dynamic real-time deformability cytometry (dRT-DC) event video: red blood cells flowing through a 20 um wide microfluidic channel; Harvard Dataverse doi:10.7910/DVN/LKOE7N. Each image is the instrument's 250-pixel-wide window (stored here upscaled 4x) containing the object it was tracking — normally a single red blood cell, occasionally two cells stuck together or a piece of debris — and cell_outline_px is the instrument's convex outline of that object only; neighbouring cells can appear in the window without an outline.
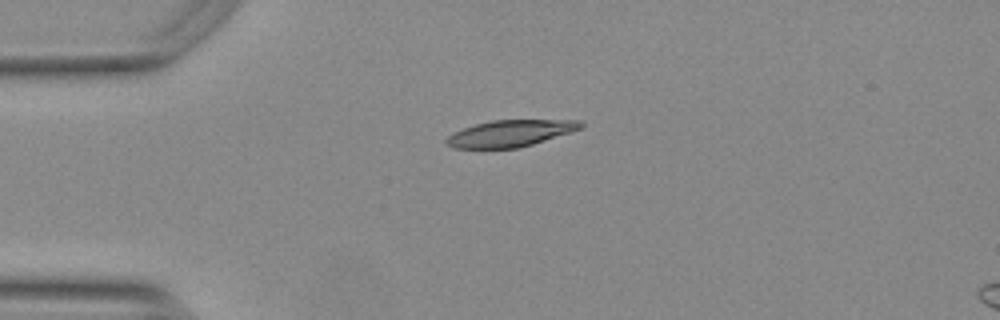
{"species": "Egyptian fruit bat (a non-hibernating species)", "species_latin": "Rousettus aegyptiacus", "temperature_condition": "warm", "stored_images_in_passage": 42, "camera_frame_rate_fps": 3000, "um_per_image_px": 0.085, "animal": {"sex": "female"}, "frame": {"image": 1, "passage_image": 1, "time_ms": 0.0, "image_size_px": [1000, 320], "cell_outline_px": [[584, 124], [580, 128], [520, 148], [452, 148], [444, 140], [452, 132], [476, 124], [492, 120], [580, 120]], "centroid_in_image_um": [43.32, 11.33], "position_along_channel_um": 41.7, "area_um2": 20.52}}
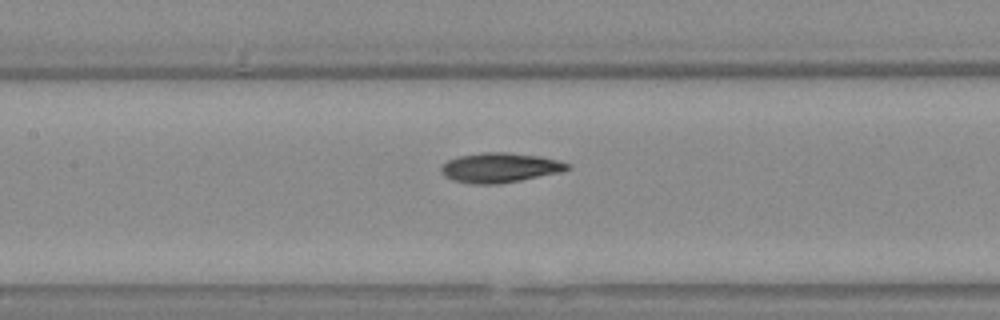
{"frame": {"image": 2, "passage_image": 13, "time_ms": 4.0, "image_size_px": [1000, 320], "cell_outline_px": [[568, 168], [560, 172], [520, 180], [496, 184], [472, 184], [452, 180], [444, 176], [440, 172], [440, 168], [448, 160], [460, 156], [480, 152], [504, 152], [540, 156], [556, 160], [568, 164]], "centroid_in_image_um": [42.42, 14.25], "position_along_channel_um": 165.0, "area_um2": 21.62}}
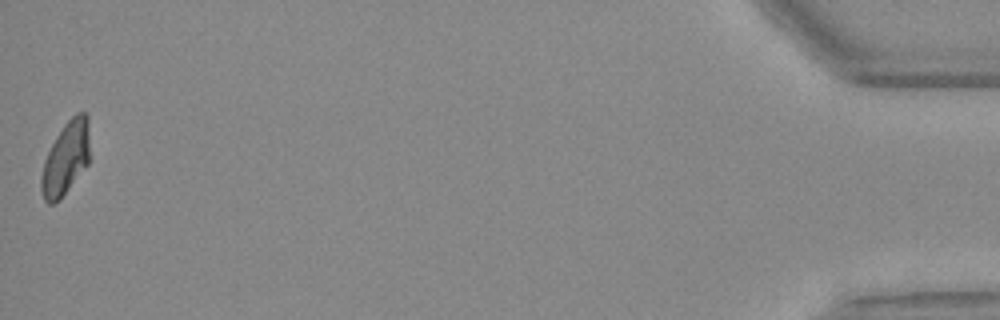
{"frame": {"image": 3, "passage_image": 42, "time_ms": 13.667, "image_size_px": [1000, 320], "cell_outline_px": [[88, 164], [60, 200], [52, 204], [48, 204], [44, 200], [40, 188], [40, 176], [44, 160], [56, 136], [64, 124], [76, 112], [84, 112], [88, 116]], "centroid_in_image_um": [5.56, 13.48], "position_along_channel_um": 429.6, "area_um2": 20.63}, "authors_computed_cell_mechanics": {"area_um2": 21.1548, "velocity_mm_per_s": 3.7448, "shape_relaxation_time_tau1_ms": 5.3039, "shape_relaxation_time_tau2_ms": 2.5317, "deformation_change_tau1": 0.1831, "deformation_change_tau2": 0.0854}}